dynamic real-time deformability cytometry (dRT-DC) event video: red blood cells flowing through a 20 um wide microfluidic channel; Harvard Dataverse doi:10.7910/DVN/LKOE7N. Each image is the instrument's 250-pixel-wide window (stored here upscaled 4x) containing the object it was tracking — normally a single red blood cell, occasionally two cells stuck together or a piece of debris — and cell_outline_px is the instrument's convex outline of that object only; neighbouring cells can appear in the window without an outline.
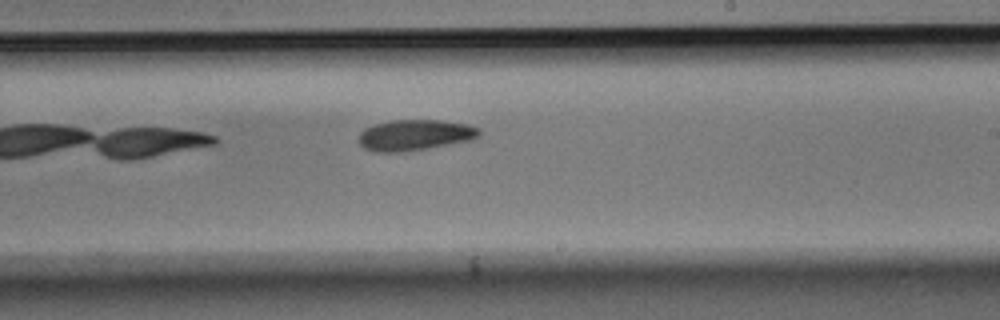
{"species": "Egyptian fruit bat (a non-hibernating species)", "species_latin": "Rousettus aegyptiacus", "temperature_condition": "room temperature", "stored_images_in_passage": 8, "camera_frame_rate_fps": 3000, "um_per_image_px": 0.085, "animal": {"sex": "male"}, "frame": {"image": 1, "passage_image": 8, "time_ms": 2.333, "image_size_px": [1000, 320], "cell_outline_px": [[480, 136], [468, 140], [424, 148], [400, 152], [376, 152], [364, 148], [360, 144], [360, 132], [364, 128], [376, 124], [392, 120], [440, 120], [468, 124], [476, 128], [480, 132]], "centroid_in_image_um": [35.22, 11.47], "position_along_channel_um": 253.8, "area_um2": 21.21}}